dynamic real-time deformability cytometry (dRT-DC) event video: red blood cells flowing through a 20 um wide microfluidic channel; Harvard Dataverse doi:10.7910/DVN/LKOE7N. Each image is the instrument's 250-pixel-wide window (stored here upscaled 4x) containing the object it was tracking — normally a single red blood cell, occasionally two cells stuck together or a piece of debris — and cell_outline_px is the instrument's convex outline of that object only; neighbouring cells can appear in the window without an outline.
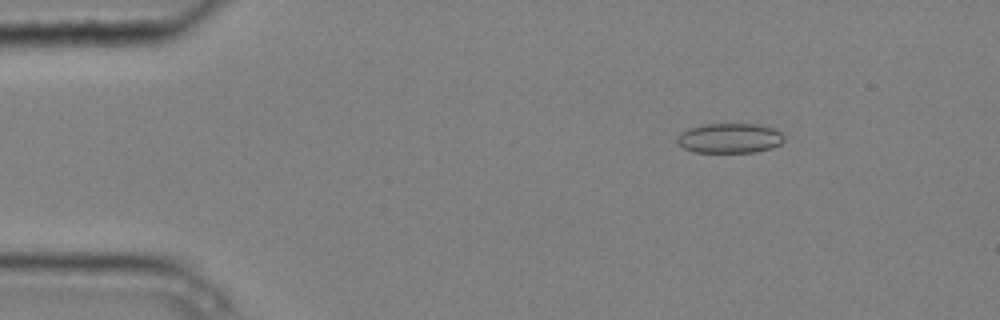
{"species": "common noctule bat (a hibernating species)", "species_latin": "Nyctalus noctula", "temperature_condition": "cold", "stored_images_in_passage": 3, "camera_frame_rate_fps": 3000, "um_per_image_px": 0.085, "animal": {"sex": "male", "body_mass_g": 20.4}, "frame": {"image": 1, "passage_image": 1, "time_ms": 0.0, "image_size_px": [1000, 320], "cell_outline_px": [[784, 140], [780, 144], [772, 148], [752, 152], [692, 152], [684, 148], [676, 140], [676, 136], [680, 132], [688, 128], [704, 124], [760, 124], [772, 128], [780, 132], [784, 136]], "centroid_in_image_um": [62.0, 11.74], "position_along_channel_um": 23.0, "area_um2": 18.67}}